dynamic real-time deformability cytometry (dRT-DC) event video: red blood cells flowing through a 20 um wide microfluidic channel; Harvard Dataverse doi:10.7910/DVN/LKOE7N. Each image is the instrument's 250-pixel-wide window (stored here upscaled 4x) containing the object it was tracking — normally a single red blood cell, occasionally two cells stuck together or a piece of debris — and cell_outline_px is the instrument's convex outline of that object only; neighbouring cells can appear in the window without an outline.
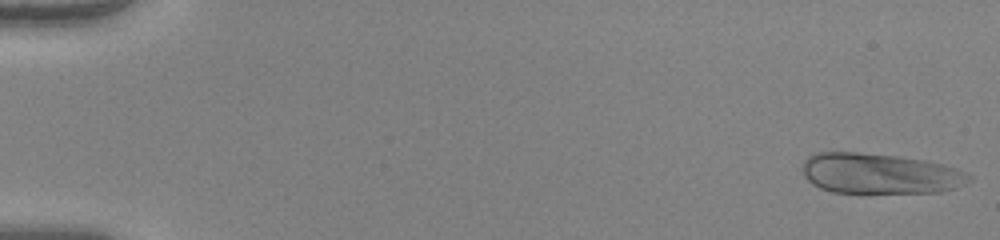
{"species": "human", "species_latin": "Homo sapiens", "temperature_condition": "warm", "stored_images_in_passage": 49, "camera_frame_rate_fps": 3000, "um_per_image_px": 0.085, "donor": {"sex": "female"}, "frame": {"image": 1, "passage_image": 1, "time_ms": 0.0, "image_size_px": [1000, 240], "cell_outline_px": [[972, 180], [956, 188], [940, 192], [832, 192], [820, 188], [812, 184], [804, 176], [804, 160], [808, 156], [816, 152], [860, 152], [896, 156], [924, 160], [944, 164], [956, 168], [972, 176]], "centroid_in_image_um": [74.79, 14.75], "position_along_channel_um": 10.2, "area_um2": 39.19}}
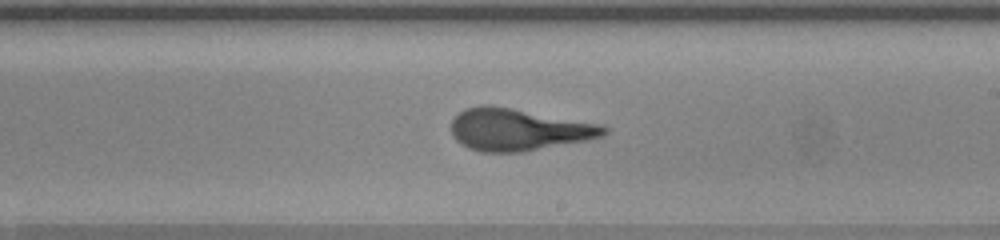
{"frame": {"image": 2, "passage_image": 29, "time_ms": 9.333, "image_size_px": [1000, 240], "cell_outline_px": [[608, 132], [604, 136], [588, 140], [524, 152], [480, 152], [468, 148], [460, 144], [452, 136], [452, 120], [464, 108], [480, 104], [488, 104], [512, 108], [604, 124], [608, 128]], "centroid_in_image_um": [44.08, 11.01], "position_along_channel_um": 244.9, "area_um2": 37.92}}
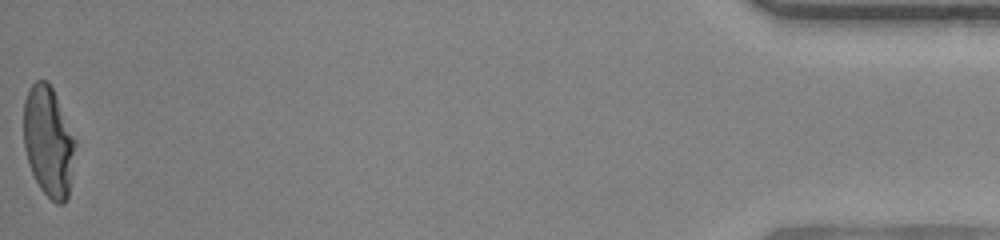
{"frame": {"image": 3, "passage_image": 49, "time_ms": 16.0, "image_size_px": [1000, 240], "cell_outline_px": [[76, 144], [68, 196], [64, 204], [56, 204], [40, 188], [28, 164], [24, 148], [24, 100], [32, 84], [36, 80], [48, 80], [52, 88], [76, 140]], "centroid_in_image_um": [4.12, 12.03], "position_along_channel_um": 431.1, "area_um2": 33.0}, "authors_computed_cell_mechanics": {"area_um2": 37.281, "velocity_mm_per_s": 4.1294, "shape_relaxation_time_tau1_ms": 6.0982, "shape_relaxation_time_tau2_ms": 0.977, "deformation_change_tau1": 0.2858, "deformation_change_tau2": 0.1156}}